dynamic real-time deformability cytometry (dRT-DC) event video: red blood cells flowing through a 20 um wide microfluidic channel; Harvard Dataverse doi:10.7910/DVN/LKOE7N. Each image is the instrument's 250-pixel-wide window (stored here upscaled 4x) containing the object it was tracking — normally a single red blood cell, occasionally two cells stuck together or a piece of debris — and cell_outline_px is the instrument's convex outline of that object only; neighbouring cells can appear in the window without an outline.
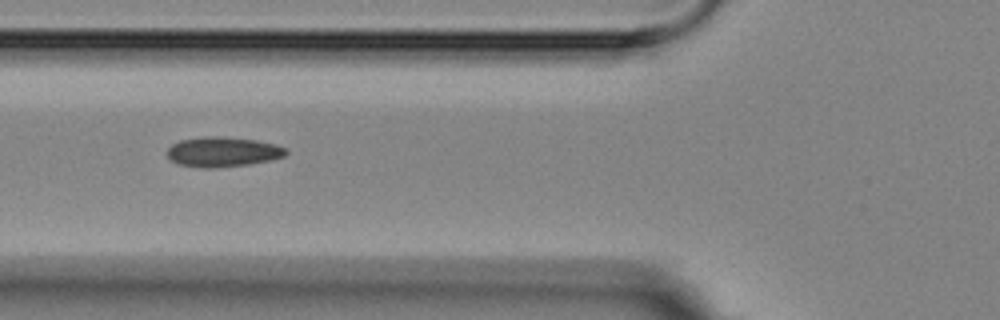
{"species": "Egyptian fruit bat (a non-hibernating species)", "species_latin": "Rousettus aegyptiacus", "temperature_condition": "room temperature", "stored_images_in_passage": 13, "segment_of_instrument_passage": [2, 2], "camera_frame_rate_fps": 3000, "um_per_image_px": 0.085, "animal": {"sex": "female"}, "frame": {"image": 1, "passage_image": 7, "time_ms": 6.667, "image_size_px": [1000, 320], "cell_outline_px": [[288, 152], [284, 156], [272, 160], [248, 164], [216, 168], [204, 168], [176, 164], [168, 160], [168, 148], [172, 144], [180, 140], [208, 136], [220, 136], [256, 140], [272, 144], [284, 148]], "centroid_in_image_um": [18.89, 12.92], "position_along_channel_um": 106.9, "area_um2": 20.69}}
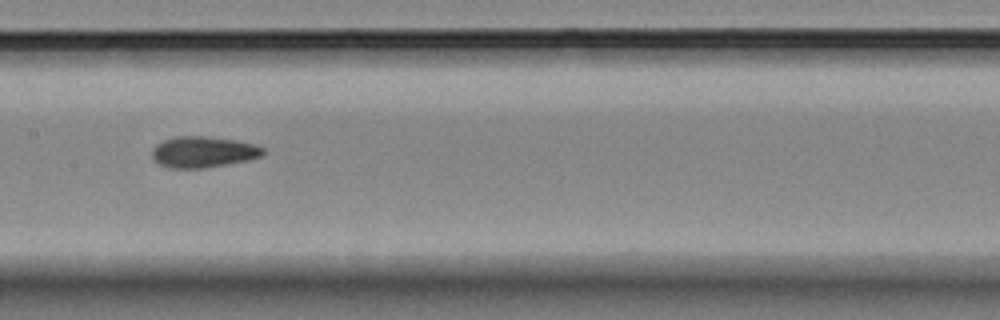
{"frame": {"image": 2, "passage_image": 9, "time_ms": 9.0, "image_size_px": [1000, 320], "cell_outline_px": [[264, 152], [260, 156], [248, 160], [200, 168], [168, 168], [152, 160], [152, 148], [156, 144], [164, 140], [176, 136], [204, 136], [236, 140], [256, 144], [264, 148]], "centroid_in_image_um": [17.24, 12.91], "position_along_channel_um": 190.2, "area_um2": 20.06}}
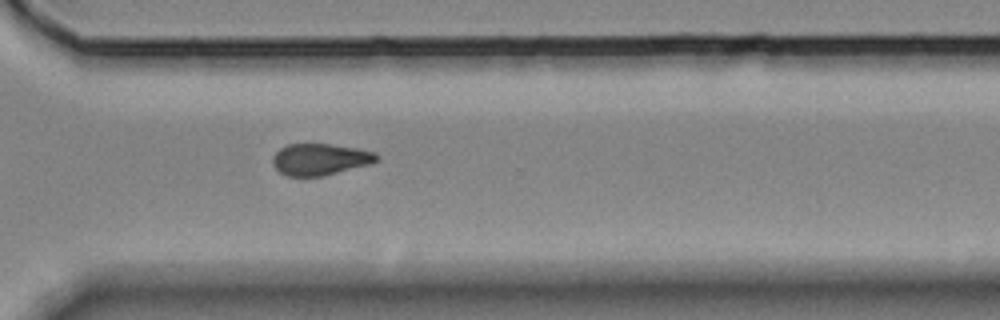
{"frame": {"image": 3, "passage_image": 13, "time_ms": 13.333, "image_size_px": [1000, 320], "cell_outline_px": [[380, 160], [372, 164], [324, 176], [284, 176], [272, 164], [272, 156], [280, 148], [288, 144], [328, 144], [356, 148], [376, 152], [380, 156]], "centroid_in_image_um": [27.24, 13.55], "position_along_channel_um": 343.4, "area_um2": 19.42}}